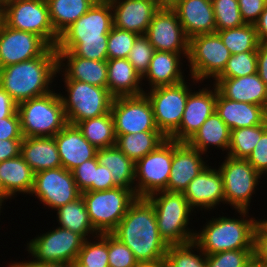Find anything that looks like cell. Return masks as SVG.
I'll return each mask as SVG.
<instances>
[{"mask_svg": "<svg viewBox=\"0 0 267 267\" xmlns=\"http://www.w3.org/2000/svg\"><path fill=\"white\" fill-rule=\"evenodd\" d=\"M111 234L128 246L140 265L165 261L169 245L160 236L155 209L146 197H137L130 204Z\"/></svg>", "mask_w": 267, "mask_h": 267, "instance_id": "obj_1", "label": "cell"}, {"mask_svg": "<svg viewBox=\"0 0 267 267\" xmlns=\"http://www.w3.org/2000/svg\"><path fill=\"white\" fill-rule=\"evenodd\" d=\"M113 27L110 1H96L91 8L60 36L57 51H71L88 60L107 61V40Z\"/></svg>", "mask_w": 267, "mask_h": 267, "instance_id": "obj_2", "label": "cell"}, {"mask_svg": "<svg viewBox=\"0 0 267 267\" xmlns=\"http://www.w3.org/2000/svg\"><path fill=\"white\" fill-rule=\"evenodd\" d=\"M57 72V50L50 47L42 56L0 68V86L19 104L52 92Z\"/></svg>", "mask_w": 267, "mask_h": 267, "instance_id": "obj_3", "label": "cell"}, {"mask_svg": "<svg viewBox=\"0 0 267 267\" xmlns=\"http://www.w3.org/2000/svg\"><path fill=\"white\" fill-rule=\"evenodd\" d=\"M240 219L227 216L212 218L202 230L195 231L194 242L205 253L253 249L254 228L259 220L248 218V210H237ZM246 217V218H244Z\"/></svg>", "mask_w": 267, "mask_h": 267, "instance_id": "obj_4", "label": "cell"}, {"mask_svg": "<svg viewBox=\"0 0 267 267\" xmlns=\"http://www.w3.org/2000/svg\"><path fill=\"white\" fill-rule=\"evenodd\" d=\"M153 205L160 236L168 245L186 244L194 241L195 232L188 228L194 211L182 192L166 190L146 197Z\"/></svg>", "mask_w": 267, "mask_h": 267, "instance_id": "obj_5", "label": "cell"}, {"mask_svg": "<svg viewBox=\"0 0 267 267\" xmlns=\"http://www.w3.org/2000/svg\"><path fill=\"white\" fill-rule=\"evenodd\" d=\"M23 137H54L68 123L59 93L17 104Z\"/></svg>", "mask_w": 267, "mask_h": 267, "instance_id": "obj_6", "label": "cell"}, {"mask_svg": "<svg viewBox=\"0 0 267 267\" xmlns=\"http://www.w3.org/2000/svg\"><path fill=\"white\" fill-rule=\"evenodd\" d=\"M81 196L93 228L99 233H111L137 198L134 189L115 187L109 190L84 191Z\"/></svg>", "mask_w": 267, "mask_h": 267, "instance_id": "obj_7", "label": "cell"}, {"mask_svg": "<svg viewBox=\"0 0 267 267\" xmlns=\"http://www.w3.org/2000/svg\"><path fill=\"white\" fill-rule=\"evenodd\" d=\"M67 96L59 93L67 123L78 122L98 117L111 111L114 97L104 87L90 85L78 80H64Z\"/></svg>", "mask_w": 267, "mask_h": 267, "instance_id": "obj_8", "label": "cell"}, {"mask_svg": "<svg viewBox=\"0 0 267 267\" xmlns=\"http://www.w3.org/2000/svg\"><path fill=\"white\" fill-rule=\"evenodd\" d=\"M0 20L10 28L40 36L50 47L58 44L46 0H8Z\"/></svg>", "mask_w": 267, "mask_h": 267, "instance_id": "obj_9", "label": "cell"}, {"mask_svg": "<svg viewBox=\"0 0 267 267\" xmlns=\"http://www.w3.org/2000/svg\"><path fill=\"white\" fill-rule=\"evenodd\" d=\"M230 52L217 33L200 34L189 39L187 61L193 82L215 80L230 59Z\"/></svg>", "mask_w": 267, "mask_h": 267, "instance_id": "obj_10", "label": "cell"}, {"mask_svg": "<svg viewBox=\"0 0 267 267\" xmlns=\"http://www.w3.org/2000/svg\"><path fill=\"white\" fill-rule=\"evenodd\" d=\"M85 238L69 229L56 227L27 243L34 263L72 264L83 247Z\"/></svg>", "mask_w": 267, "mask_h": 267, "instance_id": "obj_11", "label": "cell"}, {"mask_svg": "<svg viewBox=\"0 0 267 267\" xmlns=\"http://www.w3.org/2000/svg\"><path fill=\"white\" fill-rule=\"evenodd\" d=\"M186 83L188 82L184 80L144 92L151 103L156 126L167 139L179 129L188 94L193 91Z\"/></svg>", "mask_w": 267, "mask_h": 267, "instance_id": "obj_12", "label": "cell"}, {"mask_svg": "<svg viewBox=\"0 0 267 267\" xmlns=\"http://www.w3.org/2000/svg\"><path fill=\"white\" fill-rule=\"evenodd\" d=\"M219 166L222 174L225 204L235 210H248L255 188L261 175L253 168L247 159L226 156Z\"/></svg>", "mask_w": 267, "mask_h": 267, "instance_id": "obj_13", "label": "cell"}, {"mask_svg": "<svg viewBox=\"0 0 267 267\" xmlns=\"http://www.w3.org/2000/svg\"><path fill=\"white\" fill-rule=\"evenodd\" d=\"M172 159L173 140L167 139L156 150L135 163L136 197H148L167 188Z\"/></svg>", "mask_w": 267, "mask_h": 267, "instance_id": "obj_14", "label": "cell"}, {"mask_svg": "<svg viewBox=\"0 0 267 267\" xmlns=\"http://www.w3.org/2000/svg\"><path fill=\"white\" fill-rule=\"evenodd\" d=\"M31 194L51 210H57L81 196L72 172L62 166L35 173Z\"/></svg>", "mask_w": 267, "mask_h": 267, "instance_id": "obj_15", "label": "cell"}, {"mask_svg": "<svg viewBox=\"0 0 267 267\" xmlns=\"http://www.w3.org/2000/svg\"><path fill=\"white\" fill-rule=\"evenodd\" d=\"M115 134L159 131L145 94L114 98L111 106Z\"/></svg>", "mask_w": 267, "mask_h": 267, "instance_id": "obj_16", "label": "cell"}, {"mask_svg": "<svg viewBox=\"0 0 267 267\" xmlns=\"http://www.w3.org/2000/svg\"><path fill=\"white\" fill-rule=\"evenodd\" d=\"M157 51L188 55L189 38L172 8H159L145 33Z\"/></svg>", "mask_w": 267, "mask_h": 267, "instance_id": "obj_17", "label": "cell"}, {"mask_svg": "<svg viewBox=\"0 0 267 267\" xmlns=\"http://www.w3.org/2000/svg\"><path fill=\"white\" fill-rule=\"evenodd\" d=\"M49 48L40 36L10 28L0 20V68L42 56Z\"/></svg>", "mask_w": 267, "mask_h": 267, "instance_id": "obj_18", "label": "cell"}, {"mask_svg": "<svg viewBox=\"0 0 267 267\" xmlns=\"http://www.w3.org/2000/svg\"><path fill=\"white\" fill-rule=\"evenodd\" d=\"M213 85L188 94L186 107L179 129L169 138L177 142H187L215 111L218 90ZM209 88V89H208Z\"/></svg>", "mask_w": 267, "mask_h": 267, "instance_id": "obj_19", "label": "cell"}, {"mask_svg": "<svg viewBox=\"0 0 267 267\" xmlns=\"http://www.w3.org/2000/svg\"><path fill=\"white\" fill-rule=\"evenodd\" d=\"M203 153L186 142L173 140V159L166 191L184 192L188 184L207 166Z\"/></svg>", "mask_w": 267, "mask_h": 267, "instance_id": "obj_20", "label": "cell"}, {"mask_svg": "<svg viewBox=\"0 0 267 267\" xmlns=\"http://www.w3.org/2000/svg\"><path fill=\"white\" fill-rule=\"evenodd\" d=\"M190 207L197 209H215V206L225 203L223 178L219 169L207 165L196 176L183 192ZM203 208V209H202Z\"/></svg>", "mask_w": 267, "mask_h": 267, "instance_id": "obj_21", "label": "cell"}, {"mask_svg": "<svg viewBox=\"0 0 267 267\" xmlns=\"http://www.w3.org/2000/svg\"><path fill=\"white\" fill-rule=\"evenodd\" d=\"M113 26L145 35L153 15L159 9L153 0H110Z\"/></svg>", "mask_w": 267, "mask_h": 267, "instance_id": "obj_22", "label": "cell"}, {"mask_svg": "<svg viewBox=\"0 0 267 267\" xmlns=\"http://www.w3.org/2000/svg\"><path fill=\"white\" fill-rule=\"evenodd\" d=\"M172 9L190 39L200 34L216 33L212 2L208 0H179Z\"/></svg>", "mask_w": 267, "mask_h": 267, "instance_id": "obj_23", "label": "cell"}, {"mask_svg": "<svg viewBox=\"0 0 267 267\" xmlns=\"http://www.w3.org/2000/svg\"><path fill=\"white\" fill-rule=\"evenodd\" d=\"M57 56V73L63 72L64 80H78L107 88V61L84 59L75 56L71 51H57Z\"/></svg>", "mask_w": 267, "mask_h": 267, "instance_id": "obj_24", "label": "cell"}, {"mask_svg": "<svg viewBox=\"0 0 267 267\" xmlns=\"http://www.w3.org/2000/svg\"><path fill=\"white\" fill-rule=\"evenodd\" d=\"M54 139L62 167L68 171L96 157L97 149L88 142L76 125L67 124Z\"/></svg>", "mask_w": 267, "mask_h": 267, "instance_id": "obj_25", "label": "cell"}, {"mask_svg": "<svg viewBox=\"0 0 267 267\" xmlns=\"http://www.w3.org/2000/svg\"><path fill=\"white\" fill-rule=\"evenodd\" d=\"M213 83L223 97L260 105L267 110V85L258 73L237 78H216Z\"/></svg>", "mask_w": 267, "mask_h": 267, "instance_id": "obj_26", "label": "cell"}, {"mask_svg": "<svg viewBox=\"0 0 267 267\" xmlns=\"http://www.w3.org/2000/svg\"><path fill=\"white\" fill-rule=\"evenodd\" d=\"M215 111L230 131L261 125L267 120V110L260 105L232 101L217 93Z\"/></svg>", "mask_w": 267, "mask_h": 267, "instance_id": "obj_27", "label": "cell"}, {"mask_svg": "<svg viewBox=\"0 0 267 267\" xmlns=\"http://www.w3.org/2000/svg\"><path fill=\"white\" fill-rule=\"evenodd\" d=\"M20 155L34 173L62 166L54 137H24Z\"/></svg>", "mask_w": 267, "mask_h": 267, "instance_id": "obj_28", "label": "cell"}, {"mask_svg": "<svg viewBox=\"0 0 267 267\" xmlns=\"http://www.w3.org/2000/svg\"><path fill=\"white\" fill-rule=\"evenodd\" d=\"M141 81L127 58L107 60V89L114 98L144 94Z\"/></svg>", "mask_w": 267, "mask_h": 267, "instance_id": "obj_29", "label": "cell"}, {"mask_svg": "<svg viewBox=\"0 0 267 267\" xmlns=\"http://www.w3.org/2000/svg\"><path fill=\"white\" fill-rule=\"evenodd\" d=\"M187 59L188 55L155 50L149 64V68L142 80L146 79L149 88L175 85L185 80L181 67V57Z\"/></svg>", "mask_w": 267, "mask_h": 267, "instance_id": "obj_30", "label": "cell"}, {"mask_svg": "<svg viewBox=\"0 0 267 267\" xmlns=\"http://www.w3.org/2000/svg\"><path fill=\"white\" fill-rule=\"evenodd\" d=\"M230 135L229 127L214 111L186 143L203 154L210 146L228 153Z\"/></svg>", "mask_w": 267, "mask_h": 267, "instance_id": "obj_31", "label": "cell"}, {"mask_svg": "<svg viewBox=\"0 0 267 267\" xmlns=\"http://www.w3.org/2000/svg\"><path fill=\"white\" fill-rule=\"evenodd\" d=\"M34 172L21 155L0 162V177L6 193L12 198L20 193L30 194Z\"/></svg>", "mask_w": 267, "mask_h": 267, "instance_id": "obj_32", "label": "cell"}, {"mask_svg": "<svg viewBox=\"0 0 267 267\" xmlns=\"http://www.w3.org/2000/svg\"><path fill=\"white\" fill-rule=\"evenodd\" d=\"M98 163L111 171L113 182L117 187L134 189L135 163L116 145L98 149Z\"/></svg>", "mask_w": 267, "mask_h": 267, "instance_id": "obj_33", "label": "cell"}, {"mask_svg": "<svg viewBox=\"0 0 267 267\" xmlns=\"http://www.w3.org/2000/svg\"><path fill=\"white\" fill-rule=\"evenodd\" d=\"M116 146L134 163L156 150L167 138L160 131L115 134Z\"/></svg>", "mask_w": 267, "mask_h": 267, "instance_id": "obj_34", "label": "cell"}, {"mask_svg": "<svg viewBox=\"0 0 267 267\" xmlns=\"http://www.w3.org/2000/svg\"><path fill=\"white\" fill-rule=\"evenodd\" d=\"M97 0H46L54 31L60 36Z\"/></svg>", "mask_w": 267, "mask_h": 267, "instance_id": "obj_35", "label": "cell"}, {"mask_svg": "<svg viewBox=\"0 0 267 267\" xmlns=\"http://www.w3.org/2000/svg\"><path fill=\"white\" fill-rule=\"evenodd\" d=\"M56 211V216L58 219L57 221H59L58 224L60 225L59 227L76 232L82 235L85 239H88L92 236V238H94L95 236L99 235L90 222L82 196L75 201L67 203L58 208Z\"/></svg>", "mask_w": 267, "mask_h": 267, "instance_id": "obj_36", "label": "cell"}, {"mask_svg": "<svg viewBox=\"0 0 267 267\" xmlns=\"http://www.w3.org/2000/svg\"><path fill=\"white\" fill-rule=\"evenodd\" d=\"M76 126L97 150L116 144L114 121L111 112L78 122Z\"/></svg>", "mask_w": 267, "mask_h": 267, "instance_id": "obj_37", "label": "cell"}, {"mask_svg": "<svg viewBox=\"0 0 267 267\" xmlns=\"http://www.w3.org/2000/svg\"><path fill=\"white\" fill-rule=\"evenodd\" d=\"M231 55L243 52H257L259 40L255 25L244 24L240 27L216 32Z\"/></svg>", "mask_w": 267, "mask_h": 267, "instance_id": "obj_38", "label": "cell"}, {"mask_svg": "<svg viewBox=\"0 0 267 267\" xmlns=\"http://www.w3.org/2000/svg\"><path fill=\"white\" fill-rule=\"evenodd\" d=\"M266 129L267 120L261 125L231 130L230 145L226 155L247 159Z\"/></svg>", "mask_w": 267, "mask_h": 267, "instance_id": "obj_39", "label": "cell"}, {"mask_svg": "<svg viewBox=\"0 0 267 267\" xmlns=\"http://www.w3.org/2000/svg\"><path fill=\"white\" fill-rule=\"evenodd\" d=\"M194 251L199 252V254L196 255ZM165 263L167 267H206V255L194 241L186 244L169 245L165 255Z\"/></svg>", "mask_w": 267, "mask_h": 267, "instance_id": "obj_40", "label": "cell"}, {"mask_svg": "<svg viewBox=\"0 0 267 267\" xmlns=\"http://www.w3.org/2000/svg\"><path fill=\"white\" fill-rule=\"evenodd\" d=\"M93 240L94 241L92 242L91 239L85 240L83 247L78 253L77 259L71 265H86L88 267H109L108 233H101L95 236Z\"/></svg>", "mask_w": 267, "mask_h": 267, "instance_id": "obj_41", "label": "cell"}, {"mask_svg": "<svg viewBox=\"0 0 267 267\" xmlns=\"http://www.w3.org/2000/svg\"><path fill=\"white\" fill-rule=\"evenodd\" d=\"M216 32L245 24L239 10L238 0H214L212 2Z\"/></svg>", "mask_w": 267, "mask_h": 267, "instance_id": "obj_42", "label": "cell"}, {"mask_svg": "<svg viewBox=\"0 0 267 267\" xmlns=\"http://www.w3.org/2000/svg\"><path fill=\"white\" fill-rule=\"evenodd\" d=\"M257 73V52H243L230 56L217 78H237Z\"/></svg>", "mask_w": 267, "mask_h": 267, "instance_id": "obj_43", "label": "cell"}, {"mask_svg": "<svg viewBox=\"0 0 267 267\" xmlns=\"http://www.w3.org/2000/svg\"><path fill=\"white\" fill-rule=\"evenodd\" d=\"M138 36L134 32L113 26L107 40L108 60L128 58L130 50L133 48V44Z\"/></svg>", "mask_w": 267, "mask_h": 267, "instance_id": "obj_44", "label": "cell"}, {"mask_svg": "<svg viewBox=\"0 0 267 267\" xmlns=\"http://www.w3.org/2000/svg\"><path fill=\"white\" fill-rule=\"evenodd\" d=\"M154 52V47L145 35L136 38L127 59L141 78L147 72Z\"/></svg>", "mask_w": 267, "mask_h": 267, "instance_id": "obj_45", "label": "cell"}, {"mask_svg": "<svg viewBox=\"0 0 267 267\" xmlns=\"http://www.w3.org/2000/svg\"><path fill=\"white\" fill-rule=\"evenodd\" d=\"M108 264L109 267H139L133 252L111 233H108Z\"/></svg>", "mask_w": 267, "mask_h": 267, "instance_id": "obj_46", "label": "cell"}, {"mask_svg": "<svg viewBox=\"0 0 267 267\" xmlns=\"http://www.w3.org/2000/svg\"><path fill=\"white\" fill-rule=\"evenodd\" d=\"M253 256V249L229 250L206 255V267H242Z\"/></svg>", "mask_w": 267, "mask_h": 267, "instance_id": "obj_47", "label": "cell"}, {"mask_svg": "<svg viewBox=\"0 0 267 267\" xmlns=\"http://www.w3.org/2000/svg\"><path fill=\"white\" fill-rule=\"evenodd\" d=\"M97 164L98 159L95 157L83 162L71 171L77 188L81 193L84 191H93V181Z\"/></svg>", "mask_w": 267, "mask_h": 267, "instance_id": "obj_48", "label": "cell"}, {"mask_svg": "<svg viewBox=\"0 0 267 267\" xmlns=\"http://www.w3.org/2000/svg\"><path fill=\"white\" fill-rule=\"evenodd\" d=\"M253 168L262 176L267 171V129L247 158Z\"/></svg>", "mask_w": 267, "mask_h": 267, "instance_id": "obj_49", "label": "cell"}, {"mask_svg": "<svg viewBox=\"0 0 267 267\" xmlns=\"http://www.w3.org/2000/svg\"><path fill=\"white\" fill-rule=\"evenodd\" d=\"M239 10L245 24H255L267 5L266 0H238Z\"/></svg>", "mask_w": 267, "mask_h": 267, "instance_id": "obj_50", "label": "cell"}, {"mask_svg": "<svg viewBox=\"0 0 267 267\" xmlns=\"http://www.w3.org/2000/svg\"><path fill=\"white\" fill-rule=\"evenodd\" d=\"M253 256L267 267V229L259 221L253 233Z\"/></svg>", "mask_w": 267, "mask_h": 267, "instance_id": "obj_51", "label": "cell"}, {"mask_svg": "<svg viewBox=\"0 0 267 267\" xmlns=\"http://www.w3.org/2000/svg\"><path fill=\"white\" fill-rule=\"evenodd\" d=\"M23 138L17 111L10 117H0V140Z\"/></svg>", "mask_w": 267, "mask_h": 267, "instance_id": "obj_52", "label": "cell"}, {"mask_svg": "<svg viewBox=\"0 0 267 267\" xmlns=\"http://www.w3.org/2000/svg\"><path fill=\"white\" fill-rule=\"evenodd\" d=\"M115 187L117 186L113 182L111 171L98 163L95 169L93 191L109 190Z\"/></svg>", "mask_w": 267, "mask_h": 267, "instance_id": "obj_53", "label": "cell"}, {"mask_svg": "<svg viewBox=\"0 0 267 267\" xmlns=\"http://www.w3.org/2000/svg\"><path fill=\"white\" fill-rule=\"evenodd\" d=\"M23 139L0 140V162L20 155V145Z\"/></svg>", "mask_w": 267, "mask_h": 267, "instance_id": "obj_54", "label": "cell"}, {"mask_svg": "<svg viewBox=\"0 0 267 267\" xmlns=\"http://www.w3.org/2000/svg\"><path fill=\"white\" fill-rule=\"evenodd\" d=\"M257 73L267 85V42H260L257 48Z\"/></svg>", "mask_w": 267, "mask_h": 267, "instance_id": "obj_55", "label": "cell"}, {"mask_svg": "<svg viewBox=\"0 0 267 267\" xmlns=\"http://www.w3.org/2000/svg\"><path fill=\"white\" fill-rule=\"evenodd\" d=\"M17 111V103L0 86V117H10Z\"/></svg>", "mask_w": 267, "mask_h": 267, "instance_id": "obj_56", "label": "cell"}, {"mask_svg": "<svg viewBox=\"0 0 267 267\" xmlns=\"http://www.w3.org/2000/svg\"><path fill=\"white\" fill-rule=\"evenodd\" d=\"M254 25L259 42H267V5Z\"/></svg>", "mask_w": 267, "mask_h": 267, "instance_id": "obj_57", "label": "cell"}, {"mask_svg": "<svg viewBox=\"0 0 267 267\" xmlns=\"http://www.w3.org/2000/svg\"><path fill=\"white\" fill-rule=\"evenodd\" d=\"M14 263L18 267H71V264H62V263H34L30 261H22V262H15Z\"/></svg>", "mask_w": 267, "mask_h": 267, "instance_id": "obj_58", "label": "cell"}, {"mask_svg": "<svg viewBox=\"0 0 267 267\" xmlns=\"http://www.w3.org/2000/svg\"><path fill=\"white\" fill-rule=\"evenodd\" d=\"M179 0H155L159 8H172Z\"/></svg>", "mask_w": 267, "mask_h": 267, "instance_id": "obj_59", "label": "cell"}, {"mask_svg": "<svg viewBox=\"0 0 267 267\" xmlns=\"http://www.w3.org/2000/svg\"><path fill=\"white\" fill-rule=\"evenodd\" d=\"M242 267H266L254 256H252Z\"/></svg>", "mask_w": 267, "mask_h": 267, "instance_id": "obj_60", "label": "cell"}, {"mask_svg": "<svg viewBox=\"0 0 267 267\" xmlns=\"http://www.w3.org/2000/svg\"><path fill=\"white\" fill-rule=\"evenodd\" d=\"M7 200V199H13L11 198L5 191L4 189V186H3V183H2V180H1V177H0V207L2 206V203H4L5 201L4 200Z\"/></svg>", "mask_w": 267, "mask_h": 267, "instance_id": "obj_61", "label": "cell"}, {"mask_svg": "<svg viewBox=\"0 0 267 267\" xmlns=\"http://www.w3.org/2000/svg\"><path fill=\"white\" fill-rule=\"evenodd\" d=\"M139 267H167L165 261L156 264H142Z\"/></svg>", "mask_w": 267, "mask_h": 267, "instance_id": "obj_62", "label": "cell"}, {"mask_svg": "<svg viewBox=\"0 0 267 267\" xmlns=\"http://www.w3.org/2000/svg\"><path fill=\"white\" fill-rule=\"evenodd\" d=\"M7 1H8V0H0V12H1L2 9L5 7Z\"/></svg>", "mask_w": 267, "mask_h": 267, "instance_id": "obj_63", "label": "cell"}, {"mask_svg": "<svg viewBox=\"0 0 267 267\" xmlns=\"http://www.w3.org/2000/svg\"><path fill=\"white\" fill-rule=\"evenodd\" d=\"M259 222L267 229V220L266 219H263V220L259 219Z\"/></svg>", "mask_w": 267, "mask_h": 267, "instance_id": "obj_64", "label": "cell"}, {"mask_svg": "<svg viewBox=\"0 0 267 267\" xmlns=\"http://www.w3.org/2000/svg\"><path fill=\"white\" fill-rule=\"evenodd\" d=\"M8 266L9 267H18L14 262L12 263V261H11V263L8 264Z\"/></svg>", "mask_w": 267, "mask_h": 267, "instance_id": "obj_65", "label": "cell"}, {"mask_svg": "<svg viewBox=\"0 0 267 267\" xmlns=\"http://www.w3.org/2000/svg\"><path fill=\"white\" fill-rule=\"evenodd\" d=\"M71 267H88L86 265H71Z\"/></svg>", "mask_w": 267, "mask_h": 267, "instance_id": "obj_66", "label": "cell"}]
</instances>
